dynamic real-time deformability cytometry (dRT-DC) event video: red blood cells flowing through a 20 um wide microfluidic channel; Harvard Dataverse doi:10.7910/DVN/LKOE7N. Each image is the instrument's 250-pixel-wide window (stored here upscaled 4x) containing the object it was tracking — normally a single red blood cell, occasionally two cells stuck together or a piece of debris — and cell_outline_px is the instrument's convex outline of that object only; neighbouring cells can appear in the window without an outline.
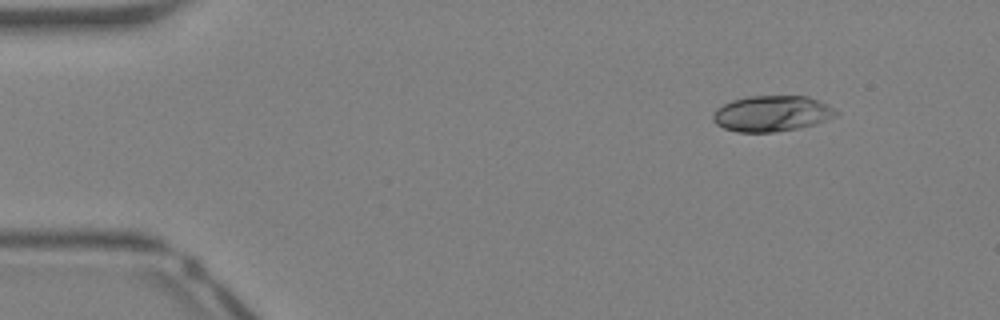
{"species": "Egyptian fruit bat (a non-hibernating species)", "species_latin": "Rousettus aegyptiacus", "temperature_condition": "warm", "stored_images_in_passage": 38, "camera_frame_rate_fps": 3000, "um_per_image_px": 0.085, "animal": {"sex": "female"}, "frame": {"image": 1, "passage_image": 1, "time_ms": 0.0, "image_size_px": [1000, 320], "cell_outline_px": [[836, 112], [832, 116], [816, 124], [776, 132], [736, 132], [724, 128], [716, 124], [712, 120], [712, 116], [716, 108], [732, 100], [748, 96], [808, 96], [828, 104]], "centroid_in_image_um": [65.54, 9.65], "position_along_channel_um": 19.5, "area_um2": 25.49}}
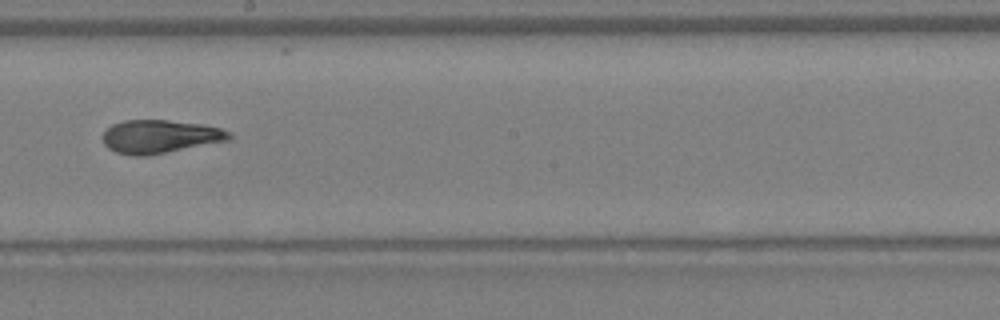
{"frame": {"image": 2, "passage_image": 20, "time_ms": 6.333, "image_size_px": [1000, 320], "cell_outline_px": [[232, 136], [228, 140], [144, 156], [132, 156], [116, 152], [108, 148], [104, 144], [104, 132], [112, 124], [124, 120], [168, 120], [200, 124], [220, 128], [232, 132]], "centroid_in_image_um": [13.58, 11.6], "position_along_channel_um": 234.6, "area_um2": 24.22}}
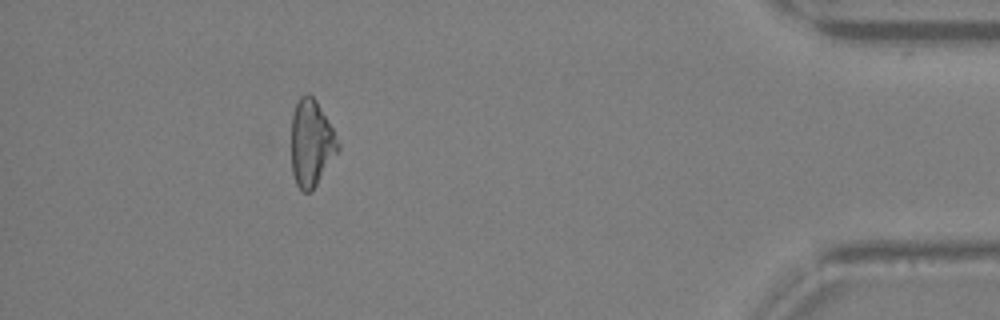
{"frame": {"image": 3, "passage_image": 34, "time_ms": 11.0, "image_size_px": [1000, 320], "cell_outline_px": [[340, 148], [312, 192], [304, 192], [296, 184], [292, 172], [292, 116], [296, 104], [300, 96], [308, 92], [316, 100], [332, 128], [340, 144]], "centroid_in_image_um": [26.46, 12.17], "position_along_channel_um": 408.7, "area_um2": 23.41}, "authors_computed_cell_mechanics": {"area_um2": 24.6228, "velocity_mm_per_s": 4.8917, "shape_relaxation_time_tau1_ms": 3.5042, "shape_relaxation_time_tau2_ms": 1.3429, "deformation_change_tau1": 0.1501, "deformation_change_tau2": 0.0621}}